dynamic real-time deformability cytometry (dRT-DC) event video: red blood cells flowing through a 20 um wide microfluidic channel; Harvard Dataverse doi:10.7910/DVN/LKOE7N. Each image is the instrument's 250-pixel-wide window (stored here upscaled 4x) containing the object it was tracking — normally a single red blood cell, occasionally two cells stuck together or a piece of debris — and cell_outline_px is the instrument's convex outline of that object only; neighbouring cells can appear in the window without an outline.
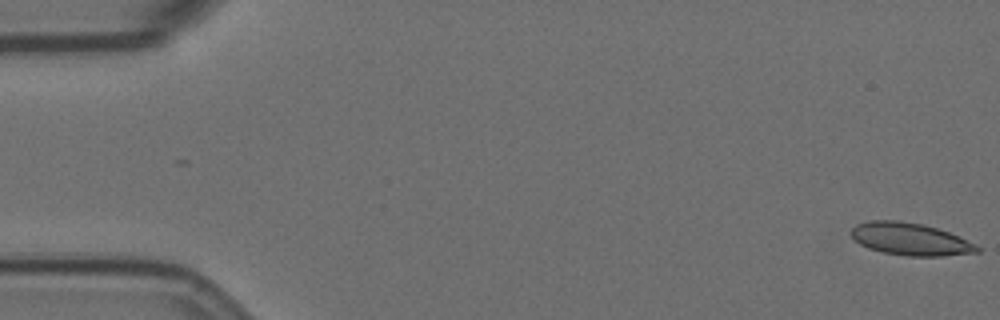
{"species": "Egyptian fruit bat (a non-hibernating species)", "species_latin": "Rousettus aegyptiacus", "temperature_condition": "room temperature", "stored_images_in_passage": 15, "camera_frame_rate_fps": 3000, "um_per_image_px": 0.085, "animal": {"sex": "female"}, "frame": {"image": 1, "passage_image": 1, "time_ms": 0.0, "image_size_px": [1000, 320], "cell_outline_px": [[980, 252], [944, 256], [904, 256], [884, 252], [868, 248], [860, 244], [852, 236], [852, 228], [856, 224], [872, 220], [900, 220], [920, 224], [936, 228], [948, 232], [976, 244], [980, 248]], "centroid_in_image_um": [77.38, 20.33], "position_along_channel_um": 7.6, "area_um2": 23.64}}
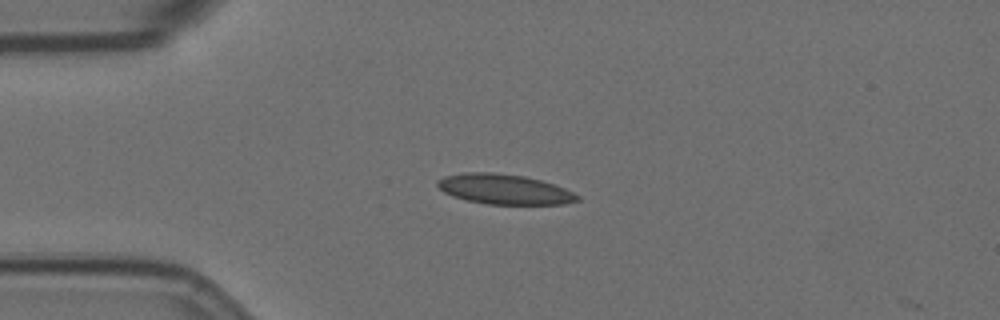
{"frame": {"image": 2, "passage_image": 14, "time_ms": 4.333, "image_size_px": [1000, 320], "cell_outline_px": [[580, 200], [564, 204], [488, 204], [468, 200], [452, 196], [444, 192], [436, 184], [436, 180], [444, 176], [464, 172], [488, 172], [524, 176], [540, 180], [564, 188], [580, 196]], "centroid_in_image_um": [42.84, 16.08], "position_along_channel_um": 42.2, "area_um2": 24.33}}